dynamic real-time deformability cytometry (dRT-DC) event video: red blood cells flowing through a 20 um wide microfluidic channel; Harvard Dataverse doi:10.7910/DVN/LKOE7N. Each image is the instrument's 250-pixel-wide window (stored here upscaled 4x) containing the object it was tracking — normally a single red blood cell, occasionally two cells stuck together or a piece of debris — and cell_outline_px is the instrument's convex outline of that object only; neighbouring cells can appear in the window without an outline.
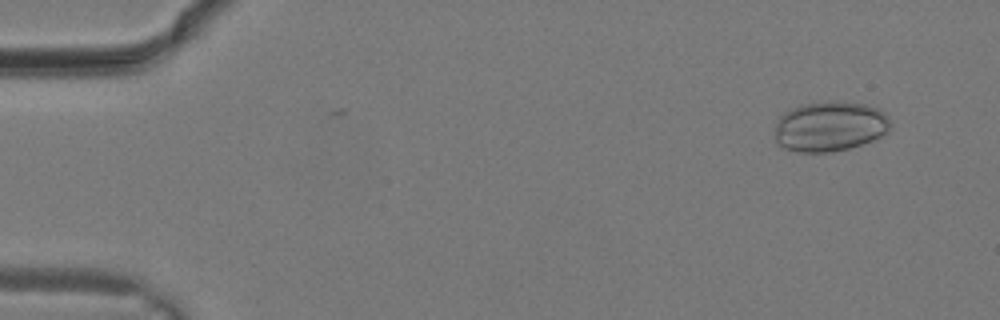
{"species": "common noctule bat (a hibernating species)", "species_latin": "Nyctalus noctula", "temperature_condition": "warm", "stored_images_in_passage": 4, "camera_frame_rate_fps": 3000, "um_per_image_px": 0.085, "animal": {"sex": "male", "body_mass_g": 19.2, "forearm_length_mm": 51.8}, "frame": {"image": 1, "passage_image": 3, "time_ms": 0.667, "image_size_px": [1000, 320], "cell_outline_px": [[892, 124], [888, 132], [872, 140], [848, 148], [832, 152], [800, 152], [780, 148], [776, 144], [776, 120], [784, 112], [792, 108], [804, 104], [864, 104], [876, 108], [884, 112], [888, 116]], "centroid_in_image_um": [70.52, 10.8], "position_along_channel_um": 14.5, "area_um2": 33.12}}